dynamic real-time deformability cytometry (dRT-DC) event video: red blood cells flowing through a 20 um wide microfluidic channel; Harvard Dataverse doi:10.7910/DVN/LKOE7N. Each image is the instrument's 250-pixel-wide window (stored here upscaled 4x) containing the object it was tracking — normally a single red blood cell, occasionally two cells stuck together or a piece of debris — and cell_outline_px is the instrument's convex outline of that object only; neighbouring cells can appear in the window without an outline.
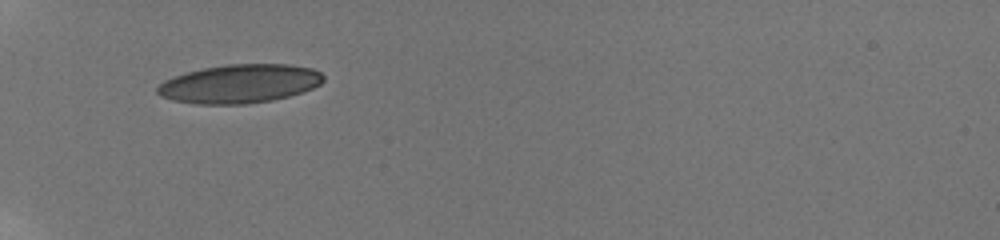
{"species": "human", "species_latin": "Homo sapiens", "temperature_condition": "room temperature", "stored_images_in_passage": 59, "camera_frame_rate_fps": 3000, "um_per_image_px": 0.085, "donor": {"sex": "male"}, "frame": {"image": 1, "passage_image": 1, "time_ms": 0.0, "image_size_px": [1000, 240], "cell_outline_px": [[324, 80], [320, 84], [304, 92], [272, 100], [244, 104], [196, 104], [172, 100], [160, 96], [156, 92], [156, 88], [164, 80], [188, 72], [204, 68], [228, 64], [288, 64], [312, 68], [320, 72], [324, 76]], "centroid_in_image_um": [20.38, 7.12], "position_along_channel_um": 64.6, "area_um2": 37.4}}
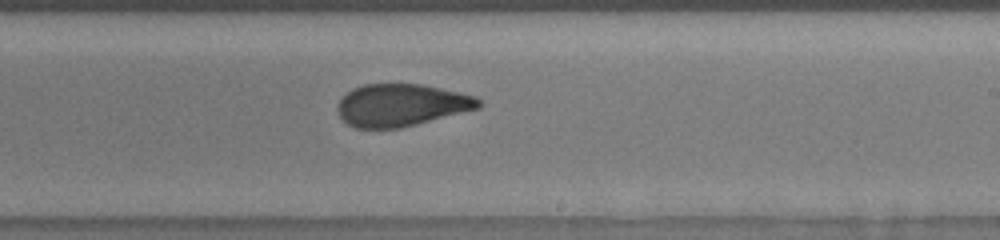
{"frame": {"image": 2, "passage_image": 25, "time_ms": 5.333, "image_size_px": [1000, 240], "cell_outline_px": [[480, 108], [400, 128], [356, 128], [348, 124], [340, 116], [336, 108], [336, 104], [352, 88], [364, 84], [420, 84], [440, 88], [476, 96], [480, 100]], "centroid_in_image_um": [34.09, 8.93], "position_along_channel_um": 254.9, "area_um2": 34.62}}
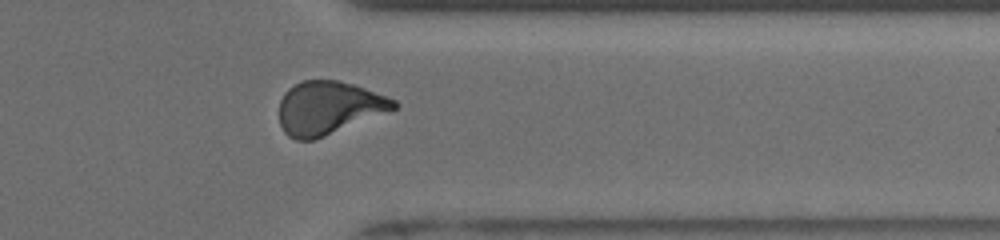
{"frame": {"image": 3, "passage_image": 39, "time_ms": 8.667, "image_size_px": [1000, 240], "cell_outline_px": [[400, 104], [396, 108], [324, 136], [312, 140], [296, 140], [288, 136], [284, 132], [280, 124], [280, 100], [284, 92], [288, 88], [300, 80], [340, 80], [388, 96], [396, 100]], "centroid_in_image_um": [27.9, 9.15], "position_along_channel_um": 383.5, "area_um2": 35.32}, "authors_computed_cell_mechanics": {"area_um2": 35.258, "velocity_mm_per_s": 3.8678, "shape_relaxation_time_tau1_ms": 4.4472, "shape_relaxation_time_tau2_ms": 1.2128, "deformation_change_tau1": 0.1523, "deformation_change_tau2": 0.0686}}